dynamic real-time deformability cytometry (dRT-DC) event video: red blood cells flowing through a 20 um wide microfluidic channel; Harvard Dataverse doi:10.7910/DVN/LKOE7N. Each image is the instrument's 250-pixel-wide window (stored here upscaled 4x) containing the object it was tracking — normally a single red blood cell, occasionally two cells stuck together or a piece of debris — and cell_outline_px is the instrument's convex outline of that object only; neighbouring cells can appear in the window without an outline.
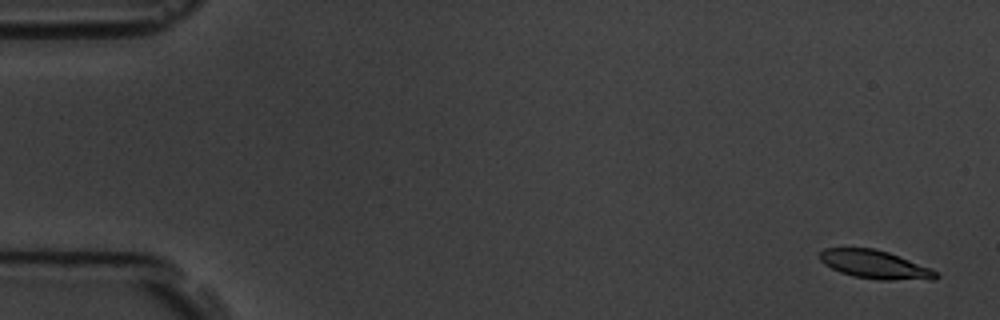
{"species": "common noctule bat (a hibernating species)", "species_latin": "Nyctalus noctula", "temperature_condition": "room temperature", "stored_images_in_passage": 6, "camera_frame_rate_fps": 3000, "um_per_image_px": 0.085, "animal": {"sex": "male", "body_mass_g": 19.5, "forearm_length_mm": 54.6}, "frame": {"image": 1, "passage_image": 1, "time_ms": 0.0, "image_size_px": [1000, 320], "cell_outline_px": [[940, 276], [936, 280], [876, 280], [852, 276], [840, 272], [824, 264], [820, 260], [820, 252], [824, 248], [872, 248], [888, 252], [932, 268]], "centroid_in_image_um": [74.41, 22.5], "position_along_channel_um": 10.6, "area_um2": 19.42}}
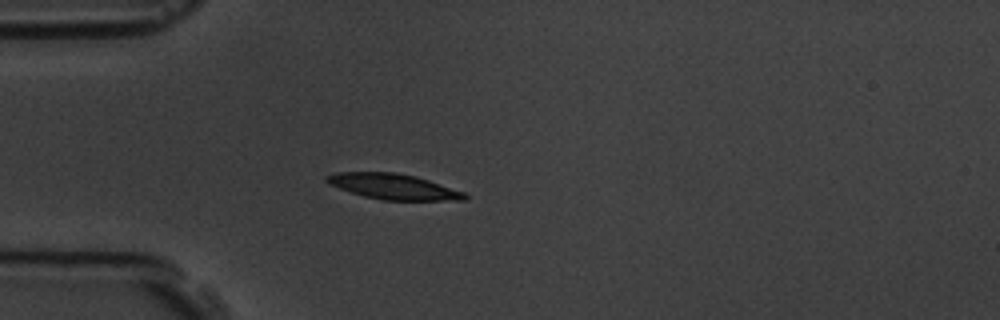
{"frame": {"image": 2, "passage_image": 5, "time_ms": 4.667, "image_size_px": [1000, 320], "cell_outline_px": [[468, 196], [464, 200], [384, 200], [364, 196], [328, 184], [324, 180], [324, 176], [336, 172], [396, 172], [416, 176], [464, 192]], "centroid_in_image_um": [33.4, 15.85], "position_along_channel_um": 51.6, "area_um2": 20.4}}